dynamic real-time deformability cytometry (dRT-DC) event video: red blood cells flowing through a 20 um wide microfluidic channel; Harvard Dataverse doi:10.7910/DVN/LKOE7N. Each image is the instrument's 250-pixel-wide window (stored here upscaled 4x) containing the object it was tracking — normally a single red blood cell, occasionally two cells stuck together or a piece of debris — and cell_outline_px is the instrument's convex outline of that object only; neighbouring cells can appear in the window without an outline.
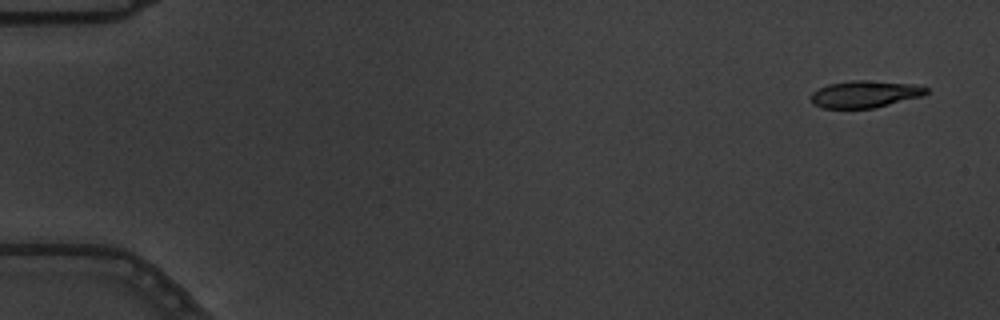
{"species": "common noctule bat (a hibernating species)", "species_latin": "Nyctalus noctula", "temperature_condition": "warm", "stored_images_in_passage": 5, "camera_frame_rate_fps": 3000, "um_per_image_px": 0.085, "animal": {"sex": "male", "body_mass_g": 19.5, "forearm_length_mm": 54.6}, "frame": {"image": 1, "passage_image": 1, "time_ms": 0.0, "image_size_px": [1000, 320], "cell_outline_px": [[928, 92], [924, 96], [872, 108], [820, 108], [812, 104], [812, 92], [828, 84], [852, 80], [864, 80], [916, 84], [928, 88]], "centroid_in_image_um": [73.53, 8.0], "position_along_channel_um": 11.5, "area_um2": 18.15}}
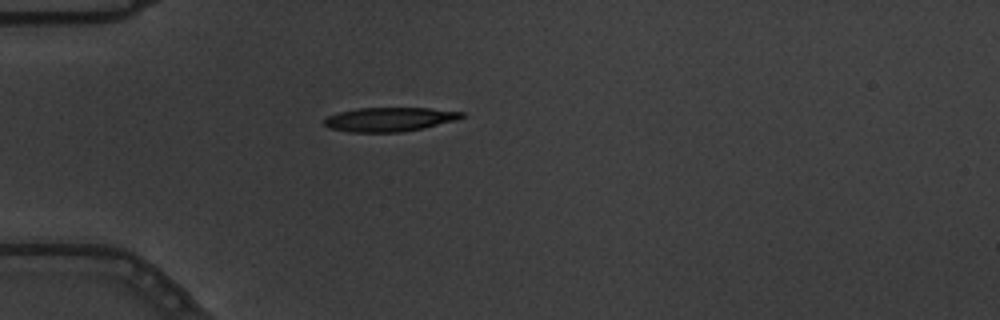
{"frame": {"image": 2, "passage_image": 4, "time_ms": 1.0, "image_size_px": [1000, 320], "cell_outline_px": [[464, 116], [456, 120], [424, 128], [400, 132], [348, 132], [328, 128], [324, 124], [324, 120], [328, 116], [340, 112], [360, 108], [428, 108], [464, 112]], "centroid_in_image_um": [33.1, 10.15], "position_along_channel_um": 51.9, "area_um2": 19.19}}